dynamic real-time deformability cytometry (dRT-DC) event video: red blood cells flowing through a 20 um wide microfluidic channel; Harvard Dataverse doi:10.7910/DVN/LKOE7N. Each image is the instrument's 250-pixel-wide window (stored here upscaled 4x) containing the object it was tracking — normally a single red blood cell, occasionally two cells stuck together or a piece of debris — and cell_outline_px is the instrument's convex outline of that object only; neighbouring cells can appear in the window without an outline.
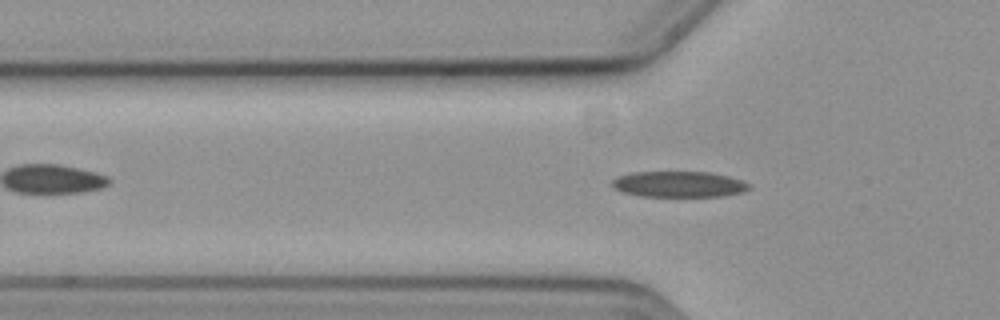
{"species": "common noctule bat (a hibernating species)", "species_latin": "Nyctalus noctula", "temperature_condition": "cold", "stored_images_in_passage": 49, "camera_frame_rate_fps": 3000, "um_per_image_px": 0.085, "animal": {"sex": "female", "body_mass_g": 19.3, "forearm_length_mm": 54.1}, "frame": {"image": 1, "passage_image": 11, "time_ms": 3.333, "image_size_px": [1000, 320], "cell_outline_px": [[752, 188], [744, 192], [724, 196], [640, 196], [620, 192], [612, 184], [612, 180], [620, 176], [632, 172], [708, 172], [728, 176], [752, 184]], "centroid_in_image_um": [57.75, 15.66], "position_along_channel_um": 68.1, "area_um2": 20.69}}
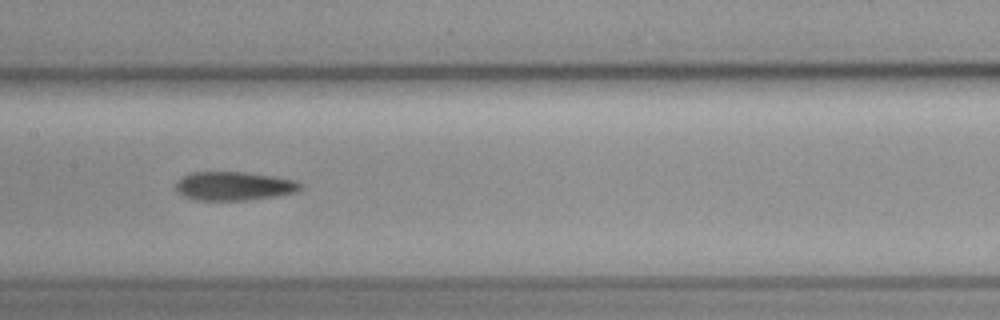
{"frame": {"image": 2, "passage_image": 21, "time_ms": 6.667, "image_size_px": [1000, 320], "cell_outline_px": [[304, 188], [296, 192], [272, 196], [244, 200], [192, 200], [176, 192], [176, 184], [180, 176], [192, 172], [244, 172], [276, 176], [296, 180], [304, 184]], "centroid_in_image_um": [19.89, 15.8], "position_along_channel_um": 187.5, "area_um2": 21.1}}
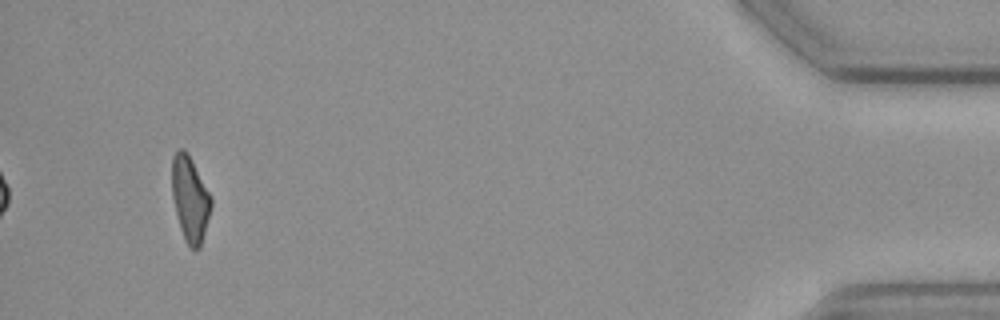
{"frame": {"image": 3, "passage_image": 47, "time_ms": 15.333, "image_size_px": [1000, 320], "cell_outline_px": [[212, 204], [200, 248], [192, 248], [184, 240], [180, 228], [172, 196], [172, 156], [180, 148], [184, 148], [188, 152], [212, 196]], "centroid_in_image_um": [16.16, 16.86], "position_along_channel_um": 419.0, "area_um2": 19.48}, "authors_computed_cell_mechanics": {"area_um2": 20.7502, "velocity_mm_per_s": 3.5827, "shape_relaxation_time_tau1_ms": null, "shape_relaxation_time_tau2_ms": 8.996, "deformation_change_tau1": null, "deformation_change_tau2": 0.1636}}